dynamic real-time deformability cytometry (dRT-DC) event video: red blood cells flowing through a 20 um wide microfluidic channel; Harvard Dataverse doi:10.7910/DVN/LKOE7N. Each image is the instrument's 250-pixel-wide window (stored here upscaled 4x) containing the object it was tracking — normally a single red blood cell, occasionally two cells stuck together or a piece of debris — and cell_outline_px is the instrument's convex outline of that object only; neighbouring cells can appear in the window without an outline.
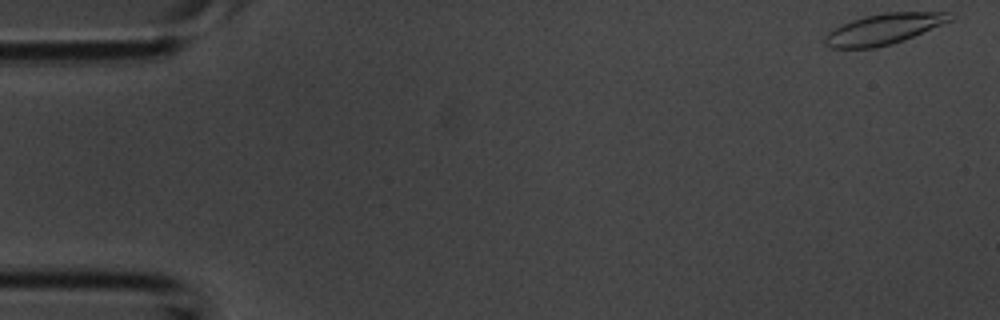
{"species": "common noctule bat (a hibernating species)", "species_latin": "Nyctalus noctula", "temperature_condition": "room temperature", "stored_images_in_passage": 12, "camera_frame_rate_fps": 3000, "um_per_image_px": 0.085, "animal": {"sex": "male", "body_mass_g": 20.1, "forearm_length_mm": 53.5}, "frame": {"image": 1, "passage_image": 1, "time_ms": 0.0, "image_size_px": [1000, 320], "cell_outline_px": [[952, 20], [904, 40], [892, 44], [876, 48], [832, 48], [824, 44], [824, 36], [828, 32], [852, 20], [864, 16], [888, 12], [948, 12]], "centroid_in_image_um": [75.09, 2.48], "position_along_channel_um": 9.9, "area_um2": 22.14}}